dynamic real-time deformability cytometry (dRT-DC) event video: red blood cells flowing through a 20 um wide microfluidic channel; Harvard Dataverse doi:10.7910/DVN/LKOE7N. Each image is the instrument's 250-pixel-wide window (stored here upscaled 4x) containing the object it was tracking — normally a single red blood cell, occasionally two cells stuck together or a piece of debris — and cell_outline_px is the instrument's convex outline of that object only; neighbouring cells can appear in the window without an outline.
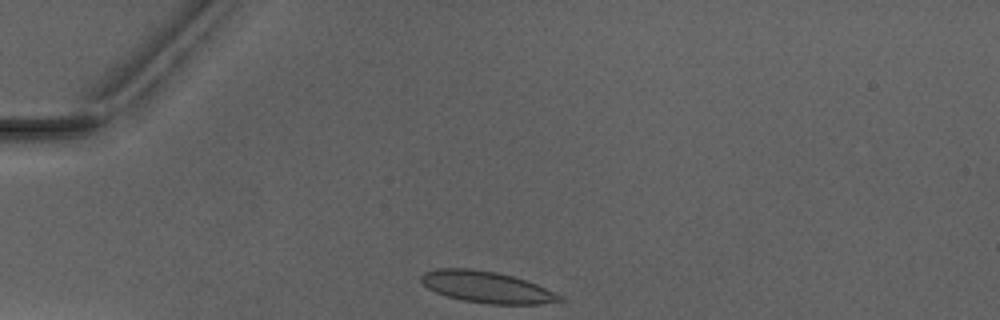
{"species": "Egyptian fruit bat (a non-hibernating species)", "species_latin": "Rousettus aegyptiacus", "temperature_condition": "warm", "stored_images_in_passage": 4, "camera_frame_rate_fps": 3000, "um_per_image_px": 0.085, "animal": {"sex": "male"}, "frame": {"image": 1, "passage_image": 1, "time_ms": 0.0, "image_size_px": [1000, 320], "cell_outline_px": [[564, 300], [540, 304], [488, 304], [464, 300], [448, 296], [436, 292], [428, 288], [420, 280], [420, 276], [424, 272], [436, 268], [472, 268], [496, 272], [512, 276], [536, 284], [564, 296]], "centroid_in_image_um": [41.36, 24.39], "position_along_channel_um": 43.6, "area_um2": 25.32}}
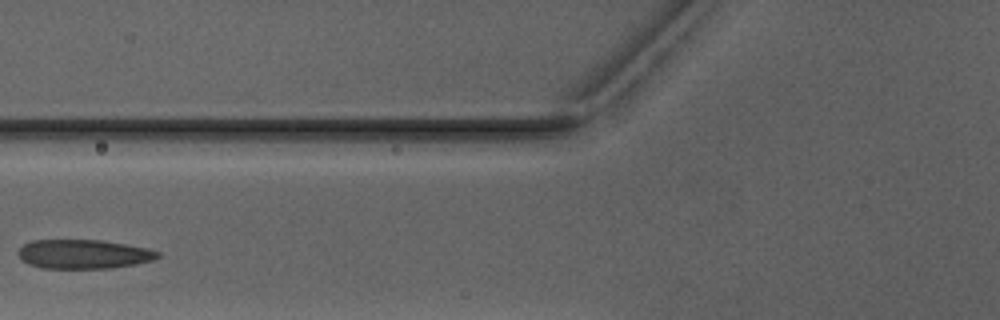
{"frame": {"image": 2, "passage_image": 3, "time_ms": 2.667, "image_size_px": [1000, 320], "cell_outline_px": [[160, 256], [152, 260], [136, 264], [112, 268], [40, 268], [28, 264], [20, 260], [20, 248], [24, 244], [32, 240], [100, 240], [148, 248], [160, 252]], "centroid_in_image_um": [7.11, 21.6], "position_along_channel_um": 118.7, "area_um2": 23.64}}
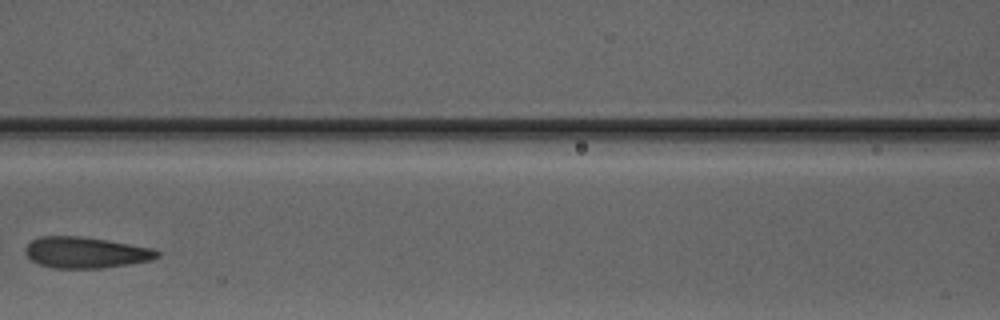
{"frame": {"image": 3, "passage_image": 4, "time_ms": 3.667, "image_size_px": [1000, 320], "cell_outline_px": [[160, 256], [148, 260], [128, 264], [104, 268], [52, 268], [40, 264], [32, 260], [24, 252], [24, 248], [32, 240], [40, 236], [80, 236], [152, 248], [160, 252]], "centroid_in_image_um": [7.25, 21.46], "position_along_channel_um": 159.4, "area_um2": 23.64}}